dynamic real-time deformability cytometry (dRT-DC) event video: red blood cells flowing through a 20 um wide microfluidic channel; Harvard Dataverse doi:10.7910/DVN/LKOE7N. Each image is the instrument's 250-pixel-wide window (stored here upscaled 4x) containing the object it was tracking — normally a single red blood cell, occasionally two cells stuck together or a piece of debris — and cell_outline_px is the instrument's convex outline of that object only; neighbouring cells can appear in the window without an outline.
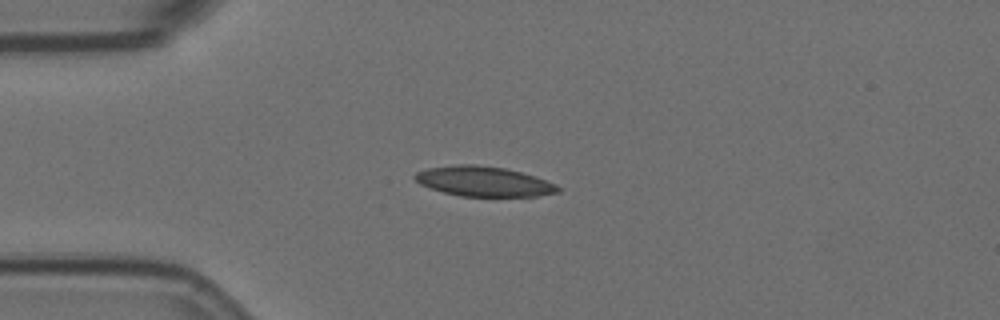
{"species": "Egyptian fruit bat (a non-hibernating species)", "species_latin": "Rousettus aegyptiacus", "temperature_condition": "room temperature", "stored_images_in_passage": 43, "camera_frame_rate_fps": 3000, "um_per_image_px": 0.085, "animal": {"sex": "female"}, "frame": {"image": 1, "passage_image": 13, "time_ms": 4.0, "image_size_px": [1000, 320], "cell_outline_px": [[560, 192], [536, 196], [460, 196], [444, 192], [420, 184], [412, 176], [416, 172], [428, 168], [456, 164], [476, 164], [504, 168], [536, 176], [556, 184], [560, 188]], "centroid_in_image_um": [41.12, 15.41], "position_along_channel_um": 43.9, "area_um2": 24.91}}
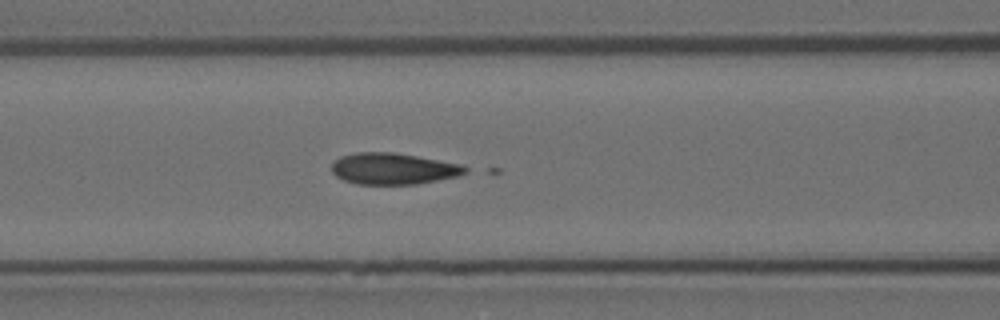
{"frame": {"image": 2, "passage_image": 22, "time_ms": 7.0, "image_size_px": [1000, 320], "cell_outline_px": [[468, 172], [456, 176], [416, 184], [356, 184], [344, 180], [336, 176], [332, 172], [332, 160], [340, 156], [356, 152], [392, 152], [416, 156], [460, 164], [468, 168]], "centroid_in_image_um": [33.37, 14.33], "position_along_channel_um": 133.2, "area_um2": 24.33}}
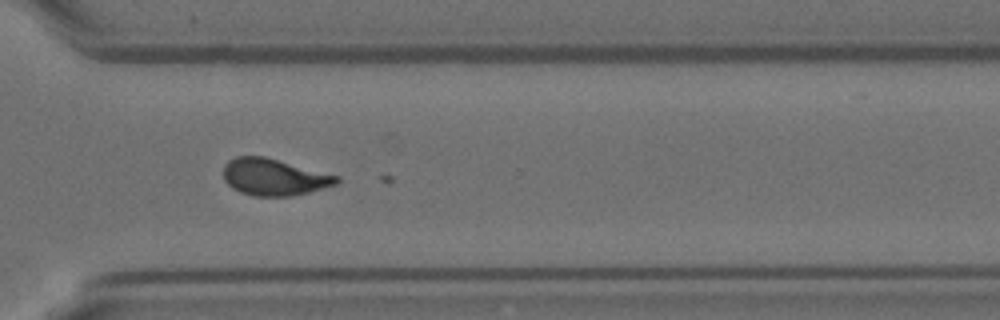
{"frame": {"image": 3, "passage_image": 40, "time_ms": 13.0, "image_size_px": [1000, 320], "cell_outline_px": [[340, 180], [336, 184], [308, 192], [292, 196], [256, 196], [240, 192], [232, 188], [224, 180], [224, 164], [228, 160], [236, 156], [264, 156], [340, 176]], "centroid_in_image_um": [23.28, 15.04], "position_along_channel_um": 347.3, "area_um2": 24.22}}